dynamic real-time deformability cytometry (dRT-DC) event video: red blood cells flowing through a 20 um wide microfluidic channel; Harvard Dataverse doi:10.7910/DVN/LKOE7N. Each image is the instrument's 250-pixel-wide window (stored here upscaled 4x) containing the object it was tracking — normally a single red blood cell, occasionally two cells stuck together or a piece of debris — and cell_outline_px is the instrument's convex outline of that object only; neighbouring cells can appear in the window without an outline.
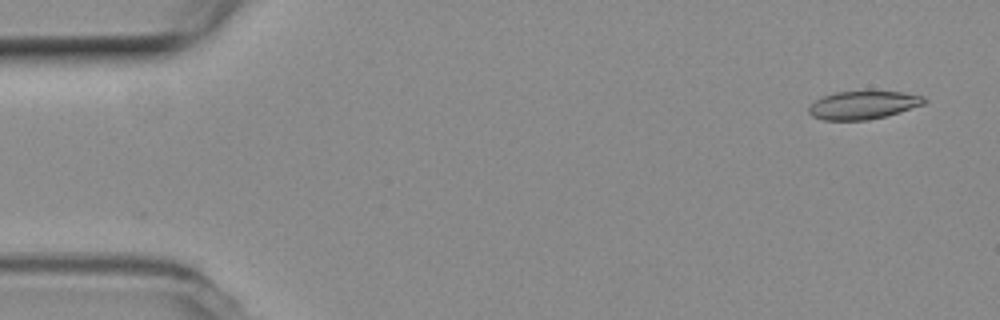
{"species": "common noctule bat (a hibernating species)", "species_latin": "Nyctalus noctula", "temperature_condition": "room temperature", "stored_images_in_passage": 54, "camera_frame_rate_fps": 3000, "um_per_image_px": 0.085, "animal": {"sex": "female", "body_mass_g": 19.3, "forearm_length_mm": 54.1}, "frame": {"image": 1, "passage_image": 3, "time_ms": 0.667, "image_size_px": [1000, 320], "cell_outline_px": [[928, 100], [924, 104], [884, 116], [868, 120], [824, 120], [812, 116], [808, 112], [808, 104], [824, 96], [836, 92], [904, 92], [924, 96]], "centroid_in_image_um": [73.34, 8.93], "position_along_channel_um": 11.7, "area_um2": 18.73}}
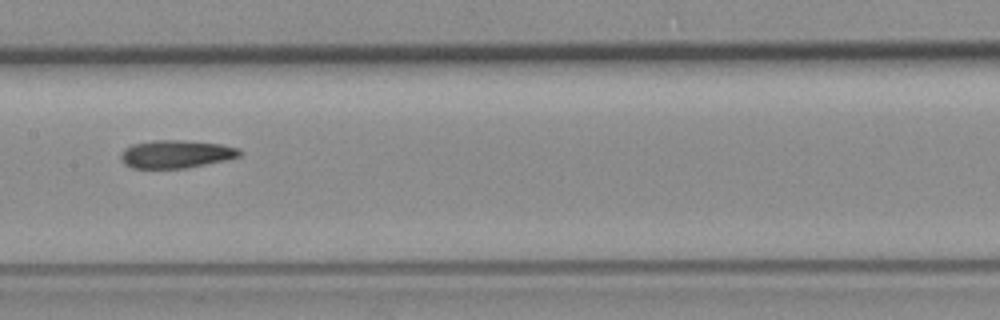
{"frame": {"image": 2, "passage_image": 27, "time_ms": 8.667, "image_size_px": [1000, 320], "cell_outline_px": [[244, 152], [240, 156], [228, 160], [184, 168], [132, 168], [124, 164], [120, 156], [120, 152], [124, 148], [132, 144], [152, 140], [180, 140], [220, 144], [240, 148]], "centroid_in_image_um": [14.97, 13.09], "position_along_channel_um": 192.4, "area_um2": 19.54}}
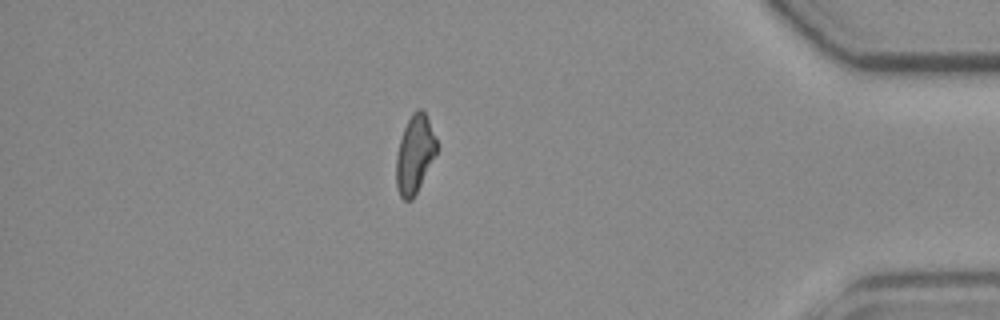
{"frame": {"image": 3, "passage_image": 47, "time_ms": 15.333, "image_size_px": [1000, 320], "cell_outline_px": [[440, 148], [412, 200], [404, 200], [400, 196], [396, 188], [396, 156], [400, 140], [404, 128], [412, 112], [416, 108], [420, 108], [424, 112], [440, 144]], "centroid_in_image_um": [35.28, 13.1], "position_along_channel_um": 399.9, "area_um2": 18.67}, "authors_computed_cell_mechanics": {"area_um2": 19.5364, "velocity_mm_per_s": 3.7481, "shape_relaxation_time_tau1_ms": 11.0463, "shape_relaxation_time_tau2_ms": 4.3112, "deformation_change_tau1": 0.2347, "deformation_change_tau2": 0.1352}}